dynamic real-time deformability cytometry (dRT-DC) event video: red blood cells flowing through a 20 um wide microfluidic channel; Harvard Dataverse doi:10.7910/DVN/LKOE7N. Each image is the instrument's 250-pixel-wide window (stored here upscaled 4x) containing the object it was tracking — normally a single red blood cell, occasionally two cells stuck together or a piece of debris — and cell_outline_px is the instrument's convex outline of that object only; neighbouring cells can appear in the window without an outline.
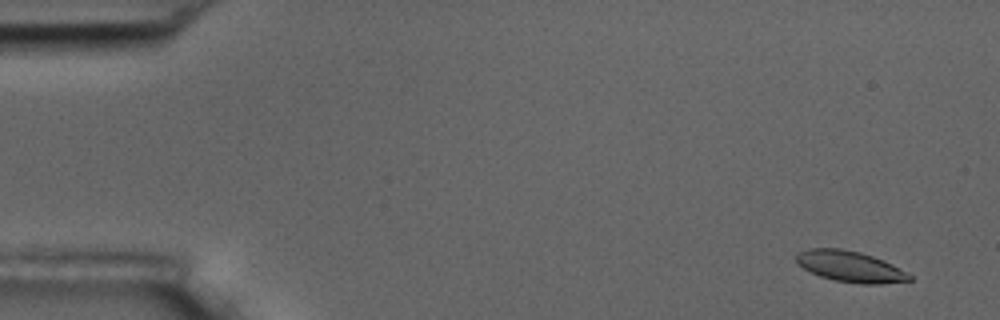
{"species": "common noctule bat (a hibernating species)", "species_latin": "Nyctalus noctula", "temperature_condition": "room temperature", "stored_images_in_passage": 5, "camera_frame_rate_fps": 3000, "um_per_image_px": 0.085, "animal": {"sex": "male", "body_mass_g": 17.5, "forearm_length_mm": 52.3}, "frame": {"image": 1, "passage_image": 2, "time_ms": 1.0, "image_size_px": [1000, 320], "cell_outline_px": [[912, 280], [880, 284], [860, 284], [836, 280], [820, 276], [796, 264], [796, 256], [800, 252], [808, 248], [840, 248], [860, 252], [884, 260], [892, 264], [912, 276]], "centroid_in_image_um": [72.26, 22.65], "position_along_channel_um": 12.7, "area_um2": 20.29}}
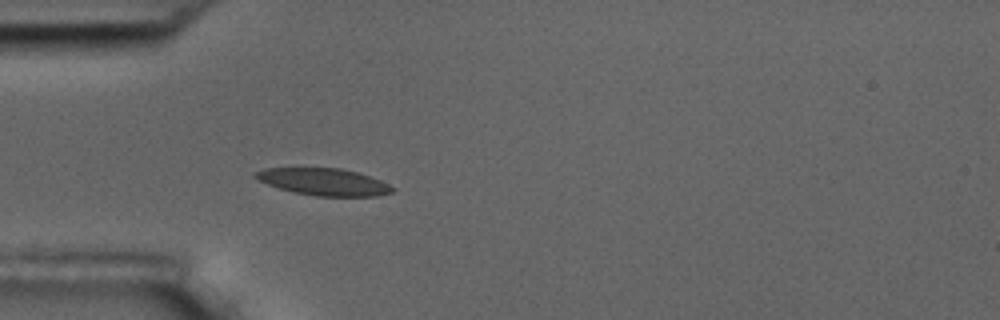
{"frame": {"image": 2, "passage_image": 5, "time_ms": 5.667, "image_size_px": [1000, 320], "cell_outline_px": [[396, 188], [392, 192], [376, 196], [316, 196], [296, 192], [280, 188], [268, 184], [252, 176], [256, 172], [264, 168], [340, 168], [356, 172], [380, 180]], "centroid_in_image_um": [27.53, 15.45], "position_along_channel_um": 57.5, "area_um2": 21.27}}